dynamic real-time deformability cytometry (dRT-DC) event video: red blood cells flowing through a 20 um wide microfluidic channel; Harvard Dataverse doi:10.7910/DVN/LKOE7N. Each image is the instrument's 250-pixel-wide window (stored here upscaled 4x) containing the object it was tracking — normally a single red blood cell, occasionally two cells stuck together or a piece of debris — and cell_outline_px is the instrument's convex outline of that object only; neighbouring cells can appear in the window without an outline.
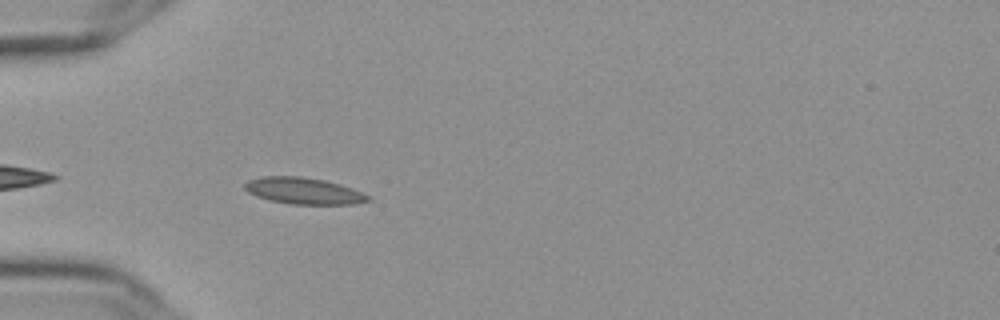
{"species": "Egyptian fruit bat (a non-hibernating species)", "species_latin": "Rousettus aegyptiacus", "temperature_condition": "cold", "stored_images_in_passage": 42, "camera_frame_rate_fps": 3000, "um_per_image_px": 0.085, "frame": {"image": 1, "passage_image": 3, "time_ms": 0.667, "image_size_px": [1000, 320], "cell_outline_px": [[372, 200], [356, 204], [292, 204], [272, 200], [256, 196], [248, 192], [244, 188], [244, 184], [248, 180], [264, 176], [300, 176], [324, 180], [340, 184], [352, 188], [368, 196]], "centroid_in_image_um": [25.81, 16.22], "position_along_channel_um": 59.2, "area_um2": 18.9}}
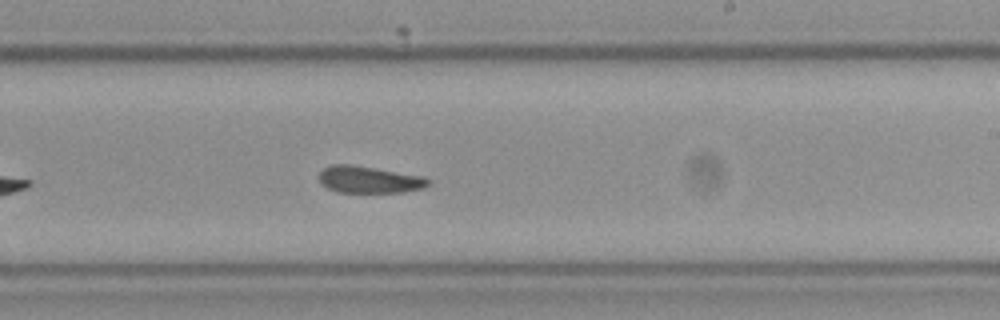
{"frame": {"image": 2, "passage_image": 20, "time_ms": 6.333, "image_size_px": [1000, 320], "cell_outline_px": [[432, 184], [424, 188], [404, 192], [336, 192], [320, 184], [320, 172], [324, 168], [332, 164], [352, 164], [424, 176], [432, 180]], "centroid_in_image_um": [31.43, 15.26], "position_along_channel_um": 257.6, "area_um2": 17.34}}
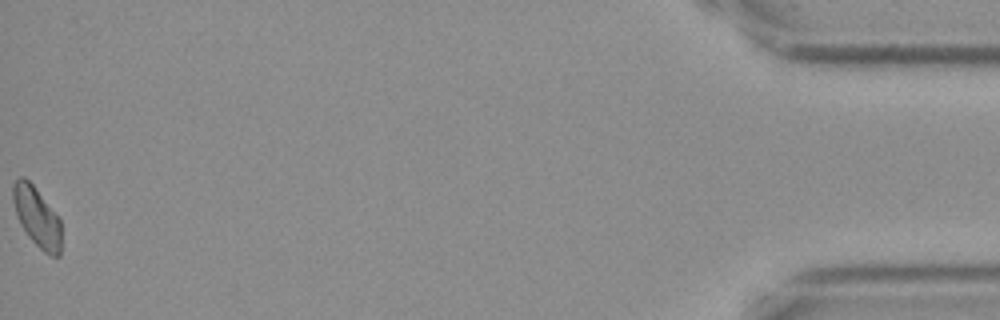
{"frame": {"image": 3, "passage_image": 42, "time_ms": 13.667, "image_size_px": [1000, 320], "cell_outline_px": [[60, 256], [52, 256], [44, 252], [28, 236], [20, 224], [16, 216], [12, 200], [12, 184], [20, 176], [24, 176], [32, 184], [60, 220]], "centroid_in_image_um": [3.09, 18.43], "position_along_channel_um": 432.1, "area_um2": 16.59}, "authors_computed_cell_mechanics": {"area_um2": 17.7735, "velocity_mm_per_s": 3.6198, "shape_relaxation_time_tau1_ms": 7.8065, "shape_relaxation_time_tau2_ms": 5.2237, "deformation_change_tau1": 0.1358, "deformation_change_tau2": 0.0935}}